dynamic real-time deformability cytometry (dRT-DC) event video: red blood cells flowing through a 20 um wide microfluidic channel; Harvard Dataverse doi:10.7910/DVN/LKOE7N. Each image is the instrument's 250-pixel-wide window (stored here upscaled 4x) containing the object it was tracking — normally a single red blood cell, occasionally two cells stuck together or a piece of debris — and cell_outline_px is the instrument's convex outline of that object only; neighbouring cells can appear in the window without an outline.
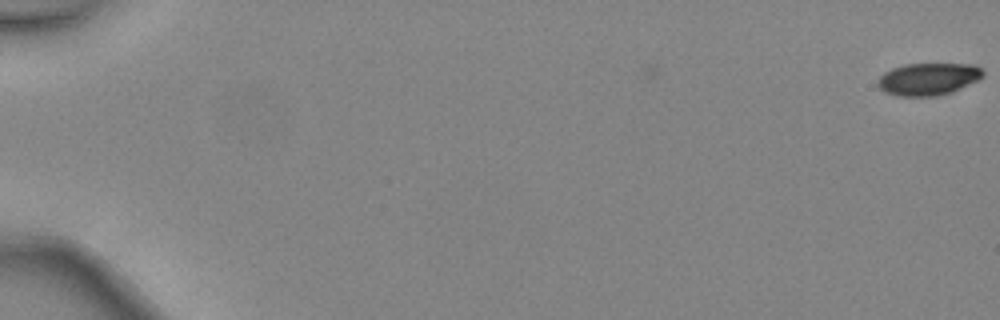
{"species": "common noctule bat (a hibernating species)", "species_latin": "Nyctalus noctula", "temperature_condition": "warm", "stored_images_in_passage": 7, "camera_frame_rate_fps": 3000, "um_per_image_px": 0.085, "animal": {"sex": "female", "body_mass_g": 24.6, "forearm_length_mm": 56.2}, "frame": {"image": 1, "passage_image": 1, "time_ms": 0.0, "image_size_px": [1000, 320], "cell_outline_px": [[984, 76], [952, 92], [936, 96], [896, 96], [884, 92], [880, 88], [880, 76], [884, 72], [892, 68], [904, 64], [972, 64], [980, 68], [984, 72]], "centroid_in_image_um": [78.9, 6.72], "position_along_channel_um": 6.1, "area_um2": 19.59}}
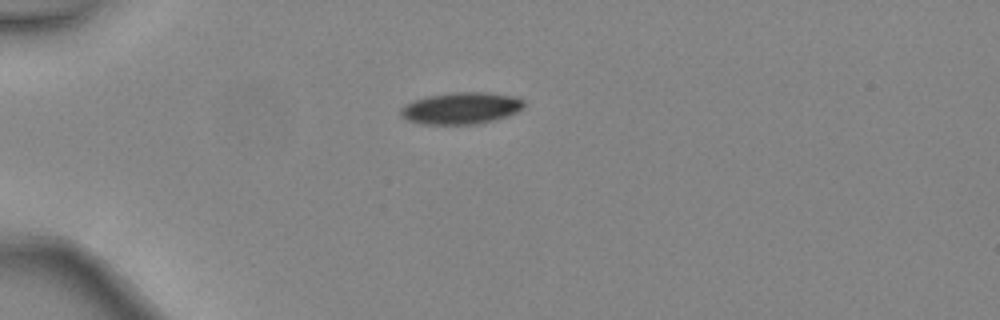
{"frame": {"image": 2, "passage_image": 5, "time_ms": 1.333, "image_size_px": [1000, 320], "cell_outline_px": [[524, 108], [508, 116], [496, 120], [476, 124], [420, 124], [408, 120], [400, 116], [400, 108], [404, 104], [412, 100], [428, 96], [452, 92], [488, 92], [516, 96], [524, 100]], "centroid_in_image_um": [39.2, 9.19], "position_along_channel_um": 45.8, "area_um2": 23.18}}
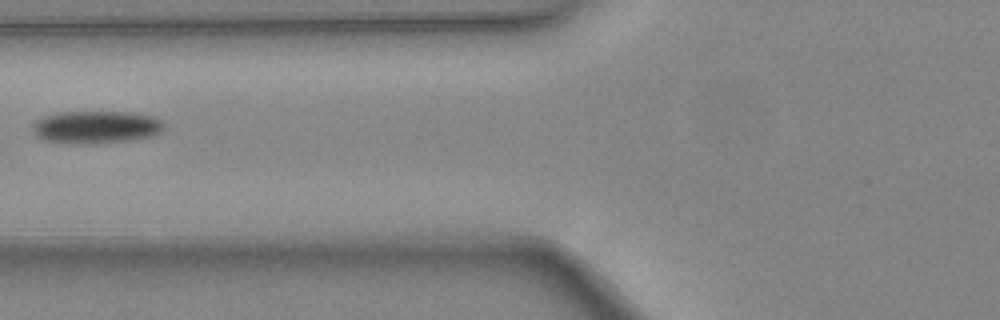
{"frame": {"image": 3, "passage_image": 7, "time_ms": 2.0, "image_size_px": [1000, 320], "cell_outline_px": [[164, 128], [160, 132], [152, 136], [128, 140], [92, 144], [80, 144], [44, 140], [36, 136], [32, 132], [32, 124], [36, 120], [44, 116], [56, 112], [128, 112], [156, 116], [164, 120]], "centroid_in_image_um": [8.17, 10.79], "position_along_channel_um": 117.6, "area_um2": 25.26}}